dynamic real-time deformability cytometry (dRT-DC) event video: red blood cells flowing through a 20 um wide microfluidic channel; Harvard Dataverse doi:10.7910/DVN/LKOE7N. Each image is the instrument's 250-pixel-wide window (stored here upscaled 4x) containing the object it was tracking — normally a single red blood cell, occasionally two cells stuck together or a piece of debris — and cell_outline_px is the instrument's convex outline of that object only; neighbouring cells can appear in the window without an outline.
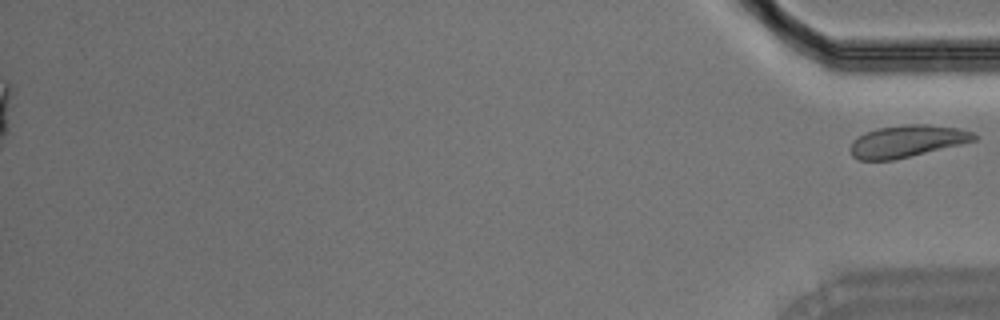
{"species": "Egyptian fruit bat (a non-hibernating species)", "species_latin": "Rousettus aegyptiacus", "temperature_condition": "room temperature", "stored_images_in_passage": 33, "segment_of_instrument_passage": [2, 2], "camera_frame_rate_fps": 3000, "um_per_image_px": 0.085, "animal": {"sex": "male"}, "frame": {"image": 1, "passage_image": 33, "time_ms": 10.667, "image_size_px": [1000, 320], "cell_outline_px": [[980, 136], [976, 140], [960, 144], [892, 160], [860, 160], [852, 156], [848, 148], [852, 140], [864, 132], [876, 128], [904, 124], [924, 124], [960, 128], [976, 132]], "centroid_in_image_um": [77.08, 11.98], "position_along_channel_um": 358.1, "area_um2": 23.29}}